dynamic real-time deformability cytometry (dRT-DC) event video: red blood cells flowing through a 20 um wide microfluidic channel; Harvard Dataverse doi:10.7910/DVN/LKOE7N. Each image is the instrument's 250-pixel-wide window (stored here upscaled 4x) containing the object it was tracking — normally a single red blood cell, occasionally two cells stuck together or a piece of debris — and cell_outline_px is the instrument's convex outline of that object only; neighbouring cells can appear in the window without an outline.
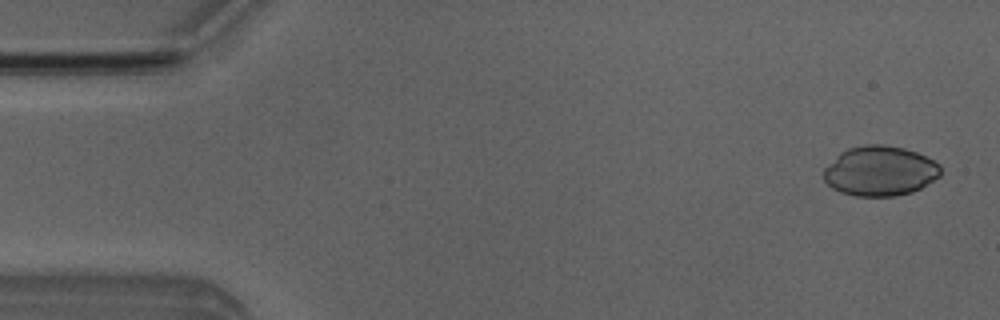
{"species": "Egyptian fruit bat (a non-hibernating species)", "species_latin": "Rousettus aegyptiacus", "temperature_condition": "room temperature", "stored_images_in_passage": 5, "camera_frame_rate_fps": 3000, "um_per_image_px": 0.085, "animal": {"sex": "male"}, "frame": {"image": 1, "passage_image": 1, "time_ms": 0.0, "image_size_px": [1000, 320], "cell_outline_px": [[940, 176], [920, 188], [912, 192], [896, 196], [856, 196], [840, 192], [832, 188], [824, 180], [824, 168], [840, 152], [848, 148], [864, 144], [884, 144], [904, 148], [916, 152], [940, 164]], "centroid_in_image_um": [74.78, 14.53], "position_along_channel_um": 10.2, "area_um2": 34.04}}